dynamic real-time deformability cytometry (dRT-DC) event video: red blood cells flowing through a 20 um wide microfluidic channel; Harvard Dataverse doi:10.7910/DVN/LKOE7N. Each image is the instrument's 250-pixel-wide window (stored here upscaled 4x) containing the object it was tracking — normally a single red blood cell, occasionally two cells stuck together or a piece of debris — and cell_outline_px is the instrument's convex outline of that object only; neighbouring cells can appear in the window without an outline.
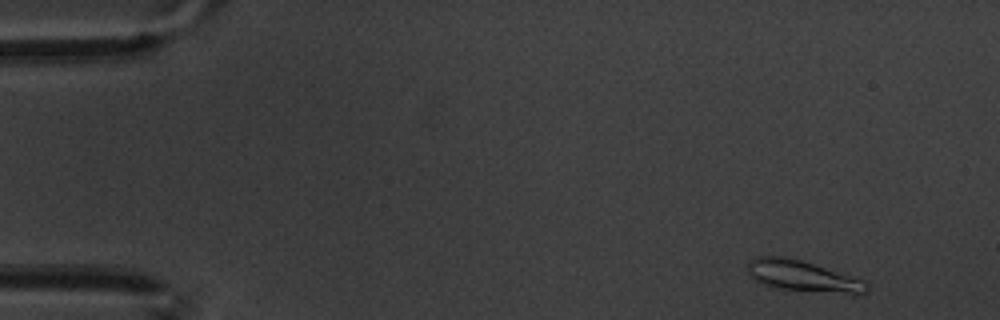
{"species": "common noctule bat (a hibernating species)", "species_latin": "Nyctalus noctula", "temperature_condition": "warm", "stored_images_in_passage": 57, "camera_frame_rate_fps": 3000, "um_per_image_px": 0.085, "animal": {"sex": "male", "body_mass_g": 20.1, "forearm_length_mm": 53.5}, "frame": {"image": 1, "passage_image": 1, "time_ms": 0.0, "image_size_px": [1000, 320], "cell_outline_px": [[868, 292], [864, 296], [852, 296], [776, 288], [764, 284], [748, 276], [748, 260], [756, 256], [784, 256], [800, 260], [864, 280], [868, 284]], "centroid_in_image_um": [68.31, 23.51], "position_along_channel_um": 16.7, "area_um2": 22.14}}
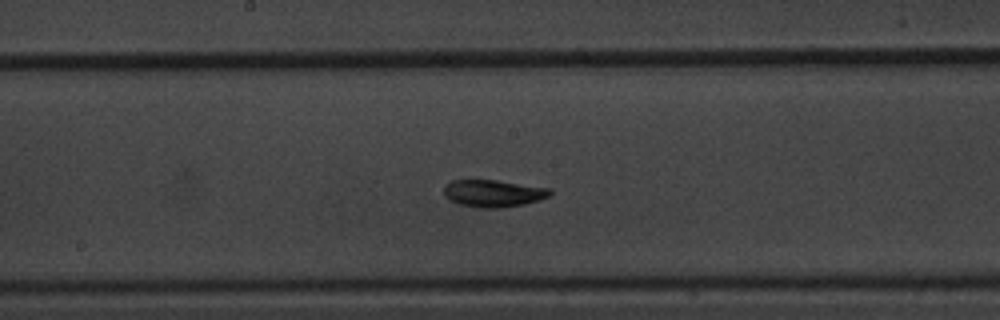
{"frame": {"image": 2, "passage_image": 28, "time_ms": 9.0, "image_size_px": [1000, 320], "cell_outline_px": [[552, 192], [548, 196], [540, 200], [524, 204], [496, 208], [480, 208], [460, 204], [448, 200], [444, 196], [444, 184], [452, 180], [496, 180], [552, 188]], "centroid_in_image_um": [41.92, 16.43], "position_along_channel_um": 206.3, "area_um2": 16.94}}
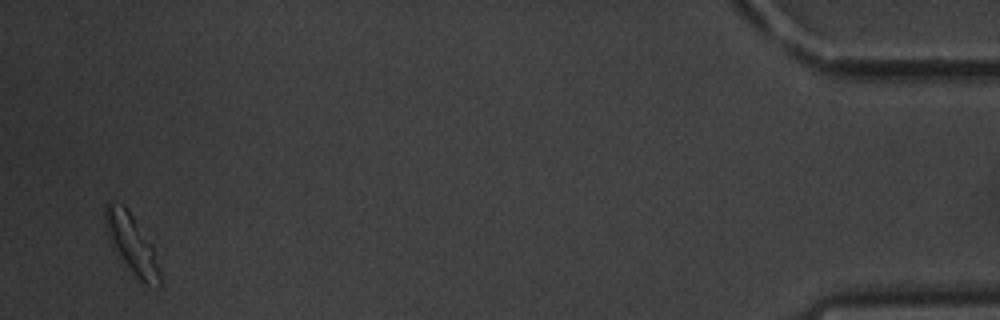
{"frame": {"image": 3, "passage_image": 55, "time_ms": 18.0, "image_size_px": [1000, 320], "cell_outline_px": [[160, 288], [156, 288], [144, 284], [124, 268], [104, 220], [104, 204], [124, 204], [152, 244], [160, 268]], "centroid_in_image_um": [11.25, 20.83], "position_along_channel_um": 423.9, "area_um2": 18.67}, "authors_computed_cell_mechanics": {"area_um2": 16.473, "velocity_mm_per_s": 3.3089, "shape_relaxation_time_tau1_ms": 3.2138, "shape_relaxation_time_tau2_ms": 2.7826, "deformation_change_tau1": 0.1356, "deformation_change_tau2": 0.0596}}